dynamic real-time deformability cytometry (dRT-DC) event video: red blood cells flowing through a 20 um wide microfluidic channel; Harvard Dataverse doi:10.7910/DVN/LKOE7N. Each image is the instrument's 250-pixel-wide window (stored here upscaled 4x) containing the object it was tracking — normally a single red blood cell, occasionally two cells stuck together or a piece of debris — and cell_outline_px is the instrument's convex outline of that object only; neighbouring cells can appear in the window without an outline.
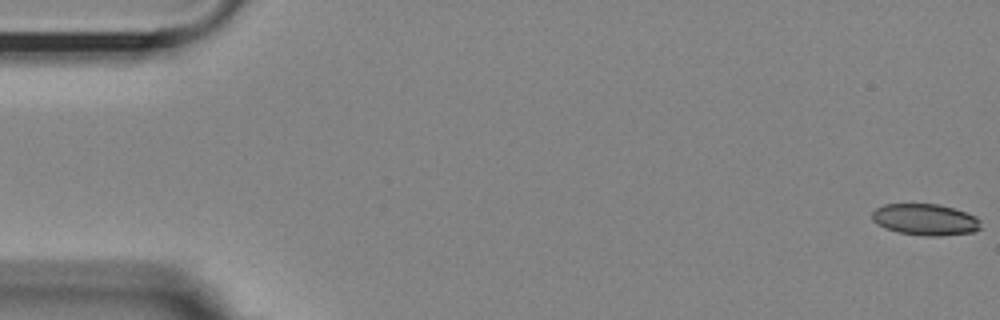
{"species": "Egyptian fruit bat (a non-hibernating species)", "species_latin": "Rousettus aegyptiacus", "temperature_condition": "room temperature", "stored_images_in_passage": 56, "camera_frame_rate_fps": 3000, "um_per_image_px": 0.085, "animal": {"sex": "female"}, "frame": {"image": 1, "passage_image": 1, "time_ms": 0.0, "image_size_px": [1000, 320], "cell_outline_px": [[980, 228], [972, 232], [940, 236], [924, 236], [896, 232], [884, 228], [876, 224], [872, 220], [872, 212], [876, 208], [884, 204], [936, 204], [952, 208], [976, 216], [980, 220]], "centroid_in_image_um": [78.6, 18.67], "position_along_channel_um": 6.4, "area_um2": 19.94}}
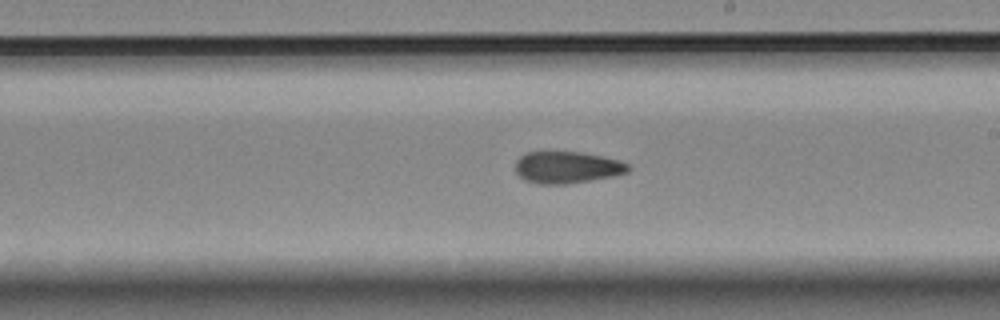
{"frame": {"image": 2, "passage_image": 32, "time_ms": 10.333, "image_size_px": [1000, 320], "cell_outline_px": [[632, 168], [628, 172], [612, 176], [592, 180], [568, 184], [540, 184], [524, 180], [516, 172], [516, 160], [524, 152], [580, 152], [604, 156], [620, 160], [628, 164]], "centroid_in_image_um": [48.21, 14.22], "position_along_channel_um": 240.8, "area_um2": 21.1}}
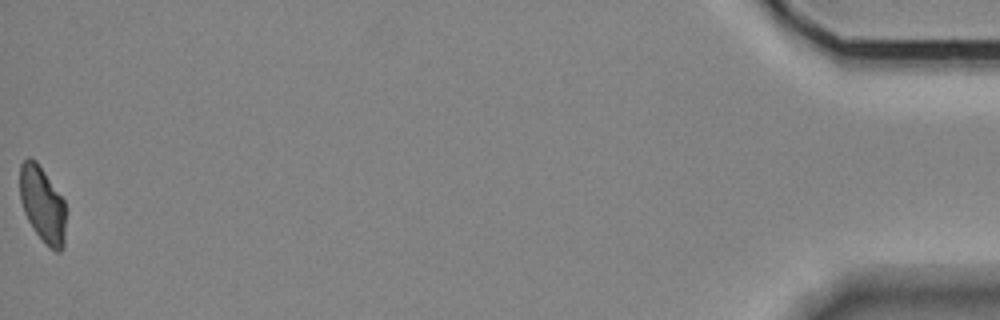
{"frame": {"image": 3, "passage_image": 56, "time_ms": 18.333, "image_size_px": [1000, 320], "cell_outline_px": [[68, 212], [64, 248], [60, 252], [56, 252], [44, 244], [28, 220], [24, 212], [20, 200], [20, 164], [28, 156], [36, 160], [64, 200], [68, 208]], "centroid_in_image_um": [3.66, 17.42], "position_along_channel_um": 431.5, "area_um2": 20.98}, "authors_computed_cell_mechanics": {"area_um2": 21.2415, "velocity_mm_per_s": 3.6039, "shape_relaxation_time_tau1_ms": 5.2228, "shape_relaxation_time_tau2_ms": 4.4162, "deformation_change_tau1": 0.1215, "deformation_change_tau2": 0.1169}}